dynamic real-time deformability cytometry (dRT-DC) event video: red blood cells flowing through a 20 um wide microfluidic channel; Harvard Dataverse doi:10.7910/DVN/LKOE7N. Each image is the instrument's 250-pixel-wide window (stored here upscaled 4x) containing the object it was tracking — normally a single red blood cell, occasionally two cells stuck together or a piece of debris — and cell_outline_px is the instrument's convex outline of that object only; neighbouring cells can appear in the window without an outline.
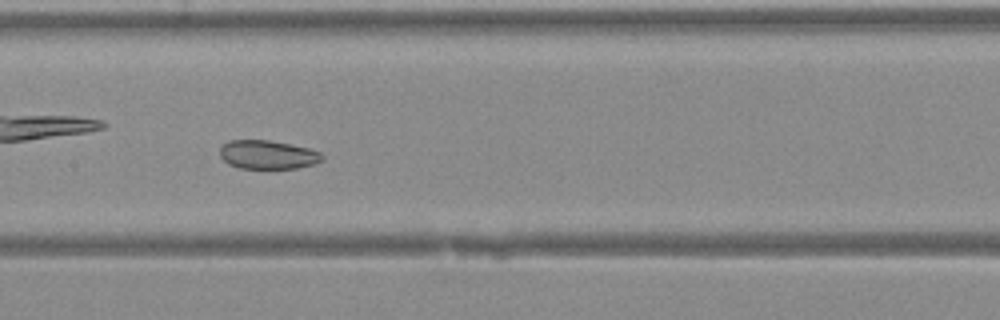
{"species": "Egyptian fruit bat (a non-hibernating species)", "species_latin": "Rousettus aegyptiacus", "temperature_condition": "warm", "stored_images_in_passage": 42, "camera_frame_rate_fps": 3000, "um_per_image_px": 0.085, "animal": {"sex": "female"}, "frame": {"image": 1, "passage_image": 21, "time_ms": 6.667, "image_size_px": [1000, 320], "cell_outline_px": [[324, 160], [316, 164], [296, 168], [240, 168], [228, 164], [220, 156], [220, 148], [228, 140], [268, 140], [308, 148], [320, 152], [324, 156]], "centroid_in_image_um": [22.77, 13.15], "position_along_channel_um": 184.6, "area_um2": 17.11}}
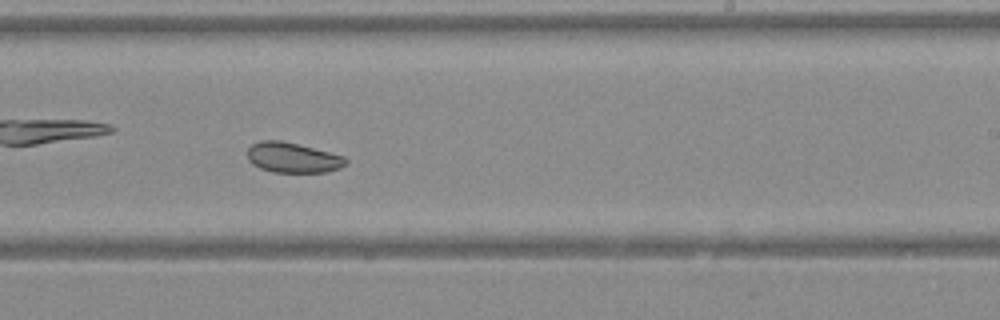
{"frame": {"image": 2, "passage_image": 26, "time_ms": 8.333, "image_size_px": [1000, 320], "cell_outline_px": [[348, 164], [340, 168], [324, 172], [272, 172], [260, 168], [252, 164], [248, 160], [248, 148], [252, 144], [260, 140], [280, 140], [344, 156], [348, 160]], "centroid_in_image_um": [24.87, 13.4], "position_along_channel_um": 264.1, "area_um2": 17.22}}
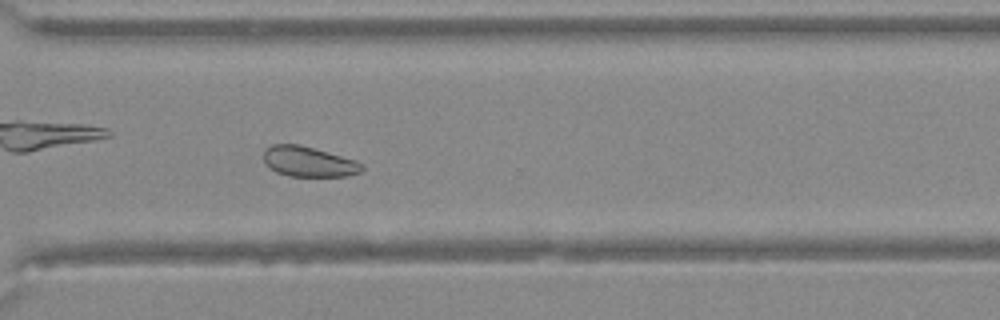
{"frame": {"image": 3, "passage_image": 31, "time_ms": 10.0, "image_size_px": [1000, 320], "cell_outline_px": [[364, 168], [360, 172], [348, 176], [288, 176], [276, 172], [268, 168], [264, 164], [264, 148], [272, 144], [300, 144], [356, 160], [364, 164]], "centroid_in_image_um": [26.21, 13.74], "position_along_channel_um": 344.4, "area_um2": 17.57}}